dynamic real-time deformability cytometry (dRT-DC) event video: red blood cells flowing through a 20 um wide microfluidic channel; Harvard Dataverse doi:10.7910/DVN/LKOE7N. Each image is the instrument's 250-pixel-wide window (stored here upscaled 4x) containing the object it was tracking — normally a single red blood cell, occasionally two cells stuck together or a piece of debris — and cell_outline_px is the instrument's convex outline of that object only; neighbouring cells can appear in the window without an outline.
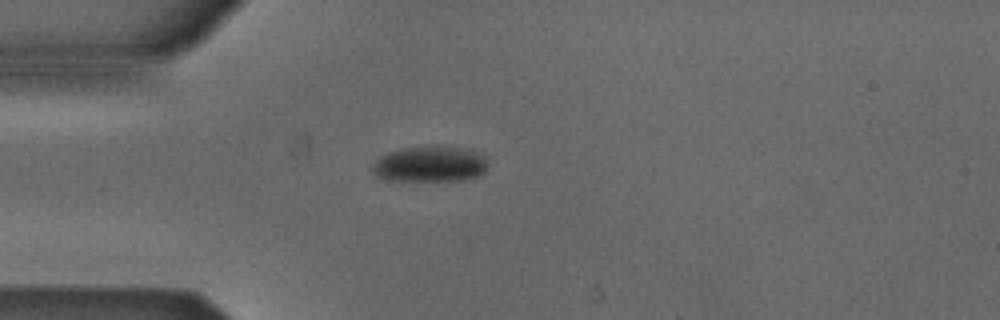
{"species": "Egyptian fruit bat (a non-hibernating species)", "species_latin": "Rousettus aegyptiacus", "temperature_condition": "cold", "stored_images_in_passage": 39, "camera_frame_rate_fps": 3000, "um_per_image_px": 0.085, "animal": {"sex": "male"}, "frame": {"image": 1, "passage_image": 1, "time_ms": 0.0, "image_size_px": [1000, 320], "cell_outline_px": [[488, 168], [480, 176], [468, 180], [388, 180], [376, 176], [372, 172], [372, 164], [380, 156], [388, 152], [404, 148], [436, 144], [444, 144], [472, 148], [488, 156]], "centroid_in_image_um": [36.66, 13.9], "position_along_channel_um": 48.3, "area_um2": 25.2}}
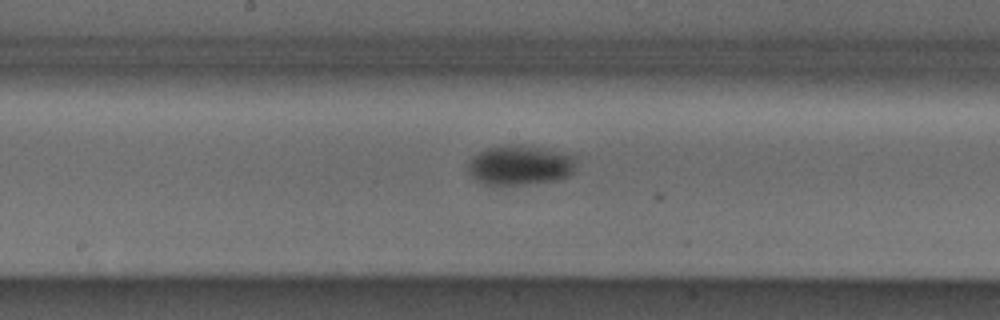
{"frame": {"image": 2, "passage_image": 14, "time_ms": 4.333, "image_size_px": [1000, 320], "cell_outline_px": [[576, 172], [560, 180], [524, 184], [480, 184], [468, 172], [468, 164], [472, 156], [488, 148], [508, 144], [520, 144], [576, 156]], "centroid_in_image_um": [44.22, 14.05], "position_along_channel_um": 204.0, "area_um2": 25.14}}
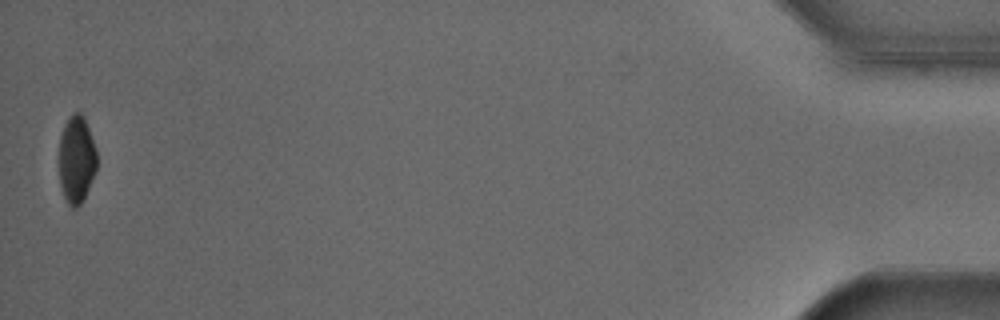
{"frame": {"image": 3, "passage_image": 39, "time_ms": 12.667, "image_size_px": [1000, 320], "cell_outline_px": [[96, 172], [80, 204], [76, 208], [72, 208], [68, 204], [64, 196], [60, 184], [60, 136], [64, 124], [68, 116], [72, 112], [80, 112], [84, 116], [96, 152]], "centroid_in_image_um": [6.49, 13.52], "position_along_channel_um": 428.7, "area_um2": 19.02}, "authors_computed_cell_mechanics": {"area_um2": 24.4494, "velocity_mm_per_s": 3.8869, "shape_relaxation_time_tau1_ms": 2.2473, "shape_relaxation_time_tau2_ms": null, "deformation_change_tau1": 0.0826, "deformation_change_tau2": null}}